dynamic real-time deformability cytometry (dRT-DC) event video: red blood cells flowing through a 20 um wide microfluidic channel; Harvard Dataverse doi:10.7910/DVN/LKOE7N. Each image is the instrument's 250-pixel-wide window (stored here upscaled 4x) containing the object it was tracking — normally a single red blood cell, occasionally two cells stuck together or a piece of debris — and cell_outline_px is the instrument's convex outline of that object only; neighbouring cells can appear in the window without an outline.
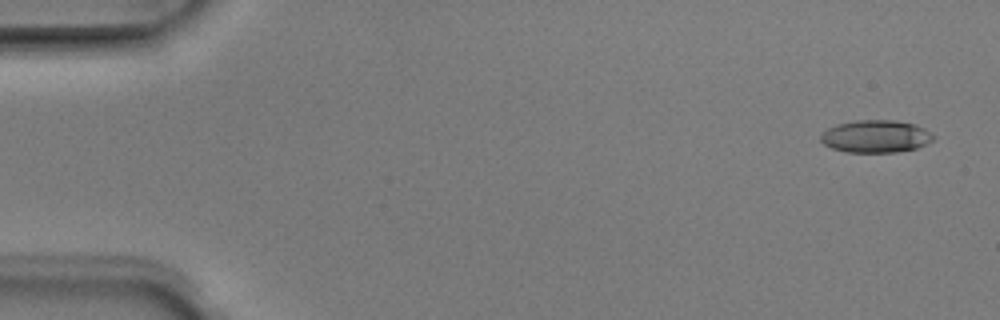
{"species": "Egyptian fruit bat (a non-hibernating species)", "species_latin": "Rousettus aegyptiacus", "temperature_condition": "room temperature", "stored_images_in_passage": 5, "camera_frame_rate_fps": 3000, "um_per_image_px": 0.085, "animal": {"sex": "male"}, "frame": {"image": 1, "passage_image": 1, "time_ms": 0.0, "image_size_px": [1000, 320], "cell_outline_px": [[936, 136], [932, 140], [916, 148], [896, 152], [844, 152], [832, 148], [824, 144], [820, 140], [820, 136], [828, 128], [836, 124], [856, 120], [896, 120], [916, 124], [932, 132]], "centroid_in_image_um": [74.45, 11.58], "position_along_channel_um": 10.6, "area_um2": 21.44}}
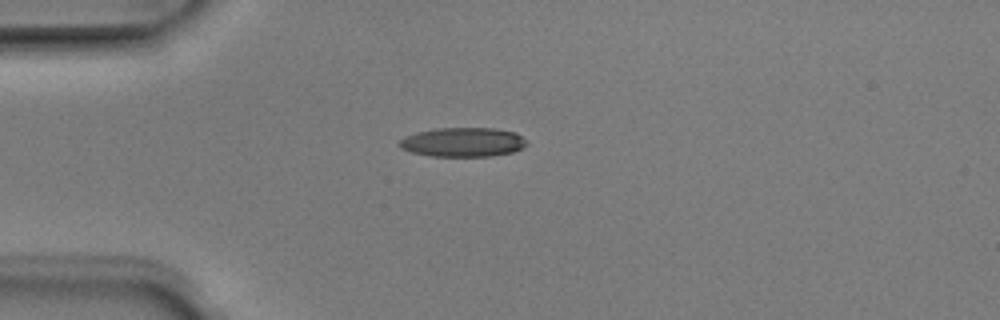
{"frame": {"image": 2, "passage_image": 4, "time_ms": 1.0, "image_size_px": [1000, 320], "cell_outline_px": [[528, 144], [512, 152], [492, 156], [432, 156], [412, 152], [400, 148], [400, 140], [416, 132], [436, 128], [492, 128], [516, 132], [528, 140]], "centroid_in_image_um": [39.39, 12.08], "position_along_channel_um": 45.6, "area_um2": 21.62}}